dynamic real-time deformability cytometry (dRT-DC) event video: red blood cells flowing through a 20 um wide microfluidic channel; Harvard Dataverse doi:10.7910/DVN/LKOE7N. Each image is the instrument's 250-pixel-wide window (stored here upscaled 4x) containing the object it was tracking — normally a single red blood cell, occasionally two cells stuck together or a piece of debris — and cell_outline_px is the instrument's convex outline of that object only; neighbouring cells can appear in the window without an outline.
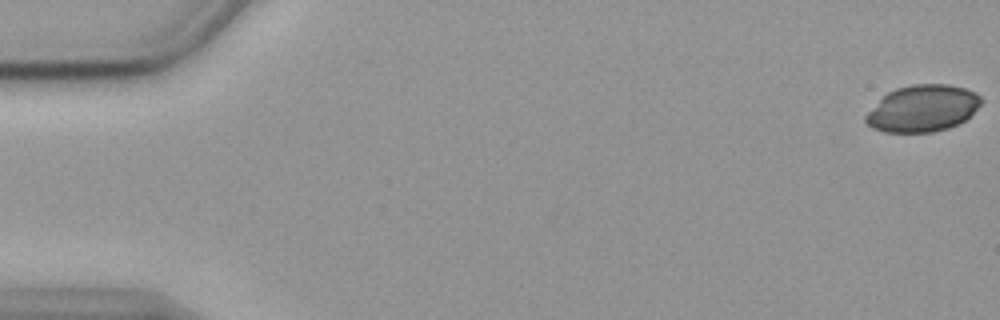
{"species": "common noctule bat (a hibernating species)", "species_latin": "Nyctalus noctula", "temperature_condition": "cold", "stored_images_in_passage": 12, "camera_frame_rate_fps": 3000, "um_per_image_px": 0.085, "animal": {"sex": "female", "body_mass_g": 19.9}, "frame": {"image": 1, "passage_image": 1, "time_ms": 0.0, "image_size_px": [1000, 320], "cell_outline_px": [[984, 100], [964, 120], [948, 128], [932, 132], [884, 132], [872, 128], [864, 120], [864, 116], [888, 92], [896, 88], [912, 84], [948, 84], [964, 88], [976, 92]], "centroid_in_image_um": [78.42, 9.21], "position_along_channel_um": 6.6, "area_um2": 31.15}}